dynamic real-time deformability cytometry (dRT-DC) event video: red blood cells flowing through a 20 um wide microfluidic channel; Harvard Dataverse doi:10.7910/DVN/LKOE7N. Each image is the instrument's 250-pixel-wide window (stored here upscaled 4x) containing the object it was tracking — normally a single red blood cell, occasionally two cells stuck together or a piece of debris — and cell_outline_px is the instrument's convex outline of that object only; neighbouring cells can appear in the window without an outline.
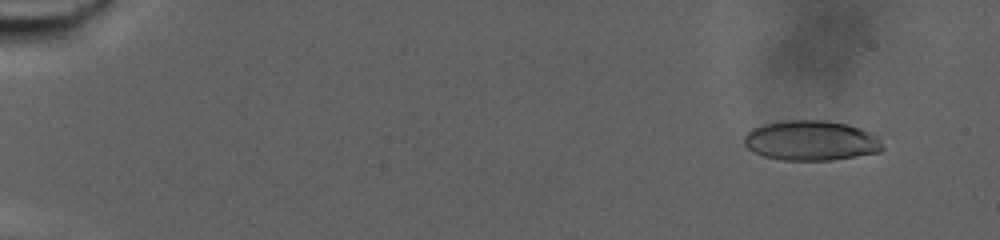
{"species": "human", "species_latin": "Homo sapiens", "temperature_condition": "warm", "stored_images_in_passage": 78, "camera_frame_rate_fps": 3000, "um_per_image_px": 0.085, "donor": {"sex": "male"}, "frame": {"image": 1, "passage_image": 7, "time_ms": 2.0, "image_size_px": [1000, 240], "cell_outline_px": [[884, 148], [880, 152], [832, 160], [784, 160], [764, 156], [748, 148], [744, 144], [744, 136], [752, 128], [764, 124], [788, 120], [824, 120], [844, 124], [860, 128], [880, 136]], "centroid_in_image_um": [68.98, 11.95], "position_along_channel_um": 16.0, "area_um2": 32.25}}
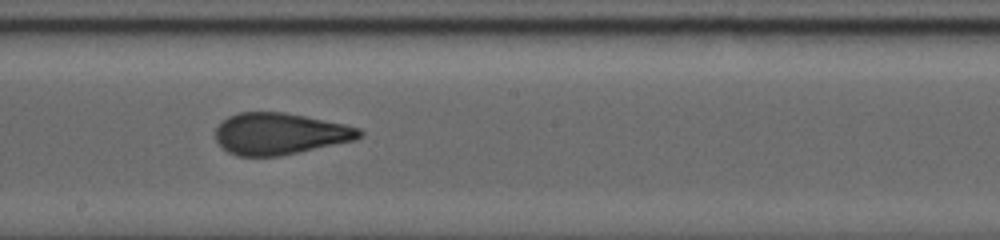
{"frame": {"image": 2, "passage_image": 47, "time_ms": 15.333, "image_size_px": [1000, 240], "cell_outline_px": [[364, 132], [356, 140], [280, 156], [236, 156], [228, 152], [216, 140], [216, 128], [228, 116], [240, 112], [284, 112], [344, 124], [360, 128]], "centroid_in_image_um": [23.79, 11.37], "position_along_channel_um": 224.4, "area_um2": 34.74}}
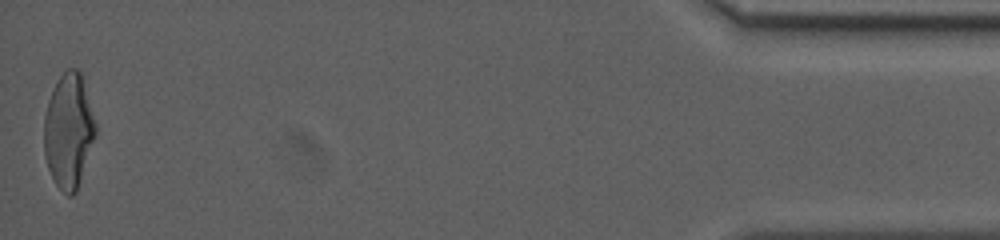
{"frame": {"image": 3, "passage_image": 78, "time_ms": 25.667, "image_size_px": [1000, 240], "cell_outline_px": [[96, 136], [76, 192], [72, 196], [68, 196], [56, 184], [48, 168], [44, 156], [44, 116], [48, 100], [60, 76], [68, 68], [76, 68], [80, 72], [96, 124]], "centroid_in_image_um": [5.83, 11.15], "position_along_channel_um": 429.4, "area_um2": 34.1}, "authors_computed_cell_mechanics": {"area_um2": 34.4777, "velocity_mm_per_s": 2.7583, "shape_relaxation_time_tau1_ms": null, "shape_relaxation_time_tau2_ms": 1.4382, "deformation_change_tau1": null, "deformation_change_tau2": 0.093}}